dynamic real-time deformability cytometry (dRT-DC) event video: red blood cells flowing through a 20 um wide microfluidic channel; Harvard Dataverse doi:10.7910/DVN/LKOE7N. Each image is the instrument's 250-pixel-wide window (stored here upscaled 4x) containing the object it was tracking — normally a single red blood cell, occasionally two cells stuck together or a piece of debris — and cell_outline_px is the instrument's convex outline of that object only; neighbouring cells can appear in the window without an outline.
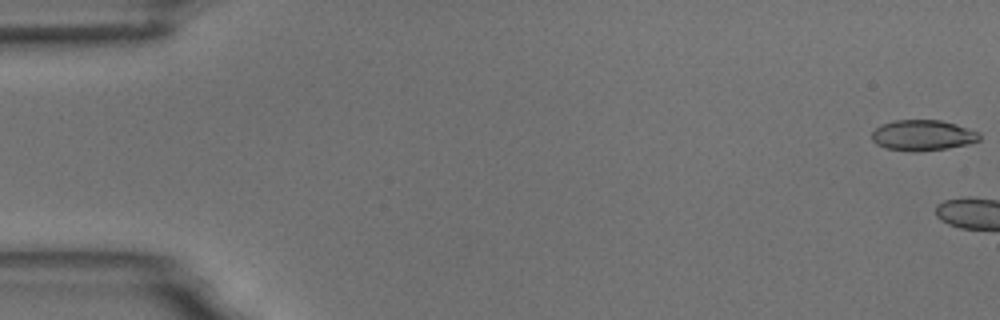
{"species": "common noctule bat (a hibernating species)", "species_latin": "Nyctalus noctula", "temperature_condition": "room temperature", "stored_images_in_passage": 4, "camera_frame_rate_fps": 3000, "um_per_image_px": 0.085, "animal": {"sex": "male", "body_mass_g": 18.8}, "frame": {"image": 1, "passage_image": 1, "time_ms": 0.0, "image_size_px": [1000, 320], "cell_outline_px": [[980, 140], [968, 144], [948, 148], [912, 152], [888, 148], [876, 144], [872, 140], [872, 132], [880, 124], [892, 120], [940, 120], [956, 124], [980, 132]], "centroid_in_image_um": [78.43, 11.49], "position_along_channel_um": 6.6, "area_um2": 19.31}}